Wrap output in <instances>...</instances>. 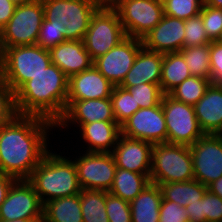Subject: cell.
Here are the masks:
<instances>
[{"mask_svg": "<svg viewBox=\"0 0 222 222\" xmlns=\"http://www.w3.org/2000/svg\"><path fill=\"white\" fill-rule=\"evenodd\" d=\"M53 127L50 120L28 115H17L1 125L0 171L17 180L28 179L49 151L47 133Z\"/></svg>", "mask_w": 222, "mask_h": 222, "instance_id": "cell-1", "label": "cell"}, {"mask_svg": "<svg viewBox=\"0 0 222 222\" xmlns=\"http://www.w3.org/2000/svg\"><path fill=\"white\" fill-rule=\"evenodd\" d=\"M68 81L69 77L51 63L14 93L18 115L39 116L56 124L66 109Z\"/></svg>", "mask_w": 222, "mask_h": 222, "instance_id": "cell-2", "label": "cell"}, {"mask_svg": "<svg viewBox=\"0 0 222 222\" xmlns=\"http://www.w3.org/2000/svg\"><path fill=\"white\" fill-rule=\"evenodd\" d=\"M68 159L49 150L27 179L33 185L42 204L52 199L80 193L76 166L74 161Z\"/></svg>", "mask_w": 222, "mask_h": 222, "instance_id": "cell-3", "label": "cell"}, {"mask_svg": "<svg viewBox=\"0 0 222 222\" xmlns=\"http://www.w3.org/2000/svg\"><path fill=\"white\" fill-rule=\"evenodd\" d=\"M2 48L3 80L14 93L52 63L49 50L37 44Z\"/></svg>", "mask_w": 222, "mask_h": 222, "instance_id": "cell-4", "label": "cell"}, {"mask_svg": "<svg viewBox=\"0 0 222 222\" xmlns=\"http://www.w3.org/2000/svg\"><path fill=\"white\" fill-rule=\"evenodd\" d=\"M194 179L189 146L160 143L152 148L150 183L160 185Z\"/></svg>", "mask_w": 222, "mask_h": 222, "instance_id": "cell-5", "label": "cell"}, {"mask_svg": "<svg viewBox=\"0 0 222 222\" xmlns=\"http://www.w3.org/2000/svg\"><path fill=\"white\" fill-rule=\"evenodd\" d=\"M43 19L42 0L17 5L13 16L0 31V45L2 47L35 45Z\"/></svg>", "mask_w": 222, "mask_h": 222, "instance_id": "cell-6", "label": "cell"}, {"mask_svg": "<svg viewBox=\"0 0 222 222\" xmlns=\"http://www.w3.org/2000/svg\"><path fill=\"white\" fill-rule=\"evenodd\" d=\"M127 37L119 15L113 7L98 8L92 15L83 38L92 61L106 54Z\"/></svg>", "mask_w": 222, "mask_h": 222, "instance_id": "cell-7", "label": "cell"}, {"mask_svg": "<svg viewBox=\"0 0 222 222\" xmlns=\"http://www.w3.org/2000/svg\"><path fill=\"white\" fill-rule=\"evenodd\" d=\"M44 18L56 19L66 30V40L82 41L90 24L92 15L99 8L89 0H42Z\"/></svg>", "mask_w": 222, "mask_h": 222, "instance_id": "cell-8", "label": "cell"}, {"mask_svg": "<svg viewBox=\"0 0 222 222\" xmlns=\"http://www.w3.org/2000/svg\"><path fill=\"white\" fill-rule=\"evenodd\" d=\"M167 127V143L193 145L205 134L200 128L192 105L164 94L161 100Z\"/></svg>", "mask_w": 222, "mask_h": 222, "instance_id": "cell-9", "label": "cell"}, {"mask_svg": "<svg viewBox=\"0 0 222 222\" xmlns=\"http://www.w3.org/2000/svg\"><path fill=\"white\" fill-rule=\"evenodd\" d=\"M127 36L142 39L162 19V0H118L113 7Z\"/></svg>", "mask_w": 222, "mask_h": 222, "instance_id": "cell-10", "label": "cell"}, {"mask_svg": "<svg viewBox=\"0 0 222 222\" xmlns=\"http://www.w3.org/2000/svg\"><path fill=\"white\" fill-rule=\"evenodd\" d=\"M78 157L73 161L81 189L109 191L117 169L113 154L85 152Z\"/></svg>", "mask_w": 222, "mask_h": 222, "instance_id": "cell-11", "label": "cell"}, {"mask_svg": "<svg viewBox=\"0 0 222 222\" xmlns=\"http://www.w3.org/2000/svg\"><path fill=\"white\" fill-rule=\"evenodd\" d=\"M43 219V204L27 179L16 180L0 205V220Z\"/></svg>", "mask_w": 222, "mask_h": 222, "instance_id": "cell-12", "label": "cell"}, {"mask_svg": "<svg viewBox=\"0 0 222 222\" xmlns=\"http://www.w3.org/2000/svg\"><path fill=\"white\" fill-rule=\"evenodd\" d=\"M189 148L196 181L208 186L222 176V135L205 134Z\"/></svg>", "mask_w": 222, "mask_h": 222, "instance_id": "cell-13", "label": "cell"}, {"mask_svg": "<svg viewBox=\"0 0 222 222\" xmlns=\"http://www.w3.org/2000/svg\"><path fill=\"white\" fill-rule=\"evenodd\" d=\"M121 134L151 144L167 143V127L161 102L154 107L138 109L121 126Z\"/></svg>", "mask_w": 222, "mask_h": 222, "instance_id": "cell-14", "label": "cell"}, {"mask_svg": "<svg viewBox=\"0 0 222 222\" xmlns=\"http://www.w3.org/2000/svg\"><path fill=\"white\" fill-rule=\"evenodd\" d=\"M142 47L141 39L127 36L106 54L95 59L93 65L112 84L120 85Z\"/></svg>", "mask_w": 222, "mask_h": 222, "instance_id": "cell-15", "label": "cell"}, {"mask_svg": "<svg viewBox=\"0 0 222 222\" xmlns=\"http://www.w3.org/2000/svg\"><path fill=\"white\" fill-rule=\"evenodd\" d=\"M95 121H116L110 98L67 100L65 112L55 127L66 128L72 123V126L77 124L80 128Z\"/></svg>", "mask_w": 222, "mask_h": 222, "instance_id": "cell-16", "label": "cell"}, {"mask_svg": "<svg viewBox=\"0 0 222 222\" xmlns=\"http://www.w3.org/2000/svg\"><path fill=\"white\" fill-rule=\"evenodd\" d=\"M153 144L120 134L111 152L117 168L146 175L150 179Z\"/></svg>", "mask_w": 222, "mask_h": 222, "instance_id": "cell-17", "label": "cell"}, {"mask_svg": "<svg viewBox=\"0 0 222 222\" xmlns=\"http://www.w3.org/2000/svg\"><path fill=\"white\" fill-rule=\"evenodd\" d=\"M185 20L163 15L161 21L141 40L145 49L159 52H179L183 48Z\"/></svg>", "mask_w": 222, "mask_h": 222, "instance_id": "cell-18", "label": "cell"}, {"mask_svg": "<svg viewBox=\"0 0 222 222\" xmlns=\"http://www.w3.org/2000/svg\"><path fill=\"white\" fill-rule=\"evenodd\" d=\"M114 86L92 65L89 69L69 77L67 100L110 98Z\"/></svg>", "mask_w": 222, "mask_h": 222, "instance_id": "cell-19", "label": "cell"}, {"mask_svg": "<svg viewBox=\"0 0 222 222\" xmlns=\"http://www.w3.org/2000/svg\"><path fill=\"white\" fill-rule=\"evenodd\" d=\"M50 59L68 77L89 69L93 61L83 41L66 40L49 49Z\"/></svg>", "mask_w": 222, "mask_h": 222, "instance_id": "cell-20", "label": "cell"}, {"mask_svg": "<svg viewBox=\"0 0 222 222\" xmlns=\"http://www.w3.org/2000/svg\"><path fill=\"white\" fill-rule=\"evenodd\" d=\"M193 107L204 134H222L221 84H211L204 96Z\"/></svg>", "mask_w": 222, "mask_h": 222, "instance_id": "cell-21", "label": "cell"}, {"mask_svg": "<svg viewBox=\"0 0 222 222\" xmlns=\"http://www.w3.org/2000/svg\"><path fill=\"white\" fill-rule=\"evenodd\" d=\"M163 53L142 47L134 60L132 68L119 85L125 89L141 83L160 85Z\"/></svg>", "mask_w": 222, "mask_h": 222, "instance_id": "cell-22", "label": "cell"}, {"mask_svg": "<svg viewBox=\"0 0 222 222\" xmlns=\"http://www.w3.org/2000/svg\"><path fill=\"white\" fill-rule=\"evenodd\" d=\"M81 139L88 144L86 152L111 153L121 134L116 121H95L80 127Z\"/></svg>", "mask_w": 222, "mask_h": 222, "instance_id": "cell-23", "label": "cell"}, {"mask_svg": "<svg viewBox=\"0 0 222 222\" xmlns=\"http://www.w3.org/2000/svg\"><path fill=\"white\" fill-rule=\"evenodd\" d=\"M162 202L160 186L149 183L144 190L130 202L132 222H159Z\"/></svg>", "mask_w": 222, "mask_h": 222, "instance_id": "cell-24", "label": "cell"}, {"mask_svg": "<svg viewBox=\"0 0 222 222\" xmlns=\"http://www.w3.org/2000/svg\"><path fill=\"white\" fill-rule=\"evenodd\" d=\"M42 222H83L80 195L56 198L44 203Z\"/></svg>", "mask_w": 222, "mask_h": 222, "instance_id": "cell-25", "label": "cell"}, {"mask_svg": "<svg viewBox=\"0 0 222 222\" xmlns=\"http://www.w3.org/2000/svg\"><path fill=\"white\" fill-rule=\"evenodd\" d=\"M190 76V70L180 52L163 54L160 80V88L163 94H169Z\"/></svg>", "mask_w": 222, "mask_h": 222, "instance_id": "cell-26", "label": "cell"}, {"mask_svg": "<svg viewBox=\"0 0 222 222\" xmlns=\"http://www.w3.org/2000/svg\"><path fill=\"white\" fill-rule=\"evenodd\" d=\"M159 186L163 200L173 201L182 207L201 200L208 190L207 186L195 179L187 182L162 183Z\"/></svg>", "mask_w": 222, "mask_h": 222, "instance_id": "cell-27", "label": "cell"}, {"mask_svg": "<svg viewBox=\"0 0 222 222\" xmlns=\"http://www.w3.org/2000/svg\"><path fill=\"white\" fill-rule=\"evenodd\" d=\"M149 183L150 179L144 174L117 168L108 192L130 203Z\"/></svg>", "mask_w": 222, "mask_h": 222, "instance_id": "cell-28", "label": "cell"}, {"mask_svg": "<svg viewBox=\"0 0 222 222\" xmlns=\"http://www.w3.org/2000/svg\"><path fill=\"white\" fill-rule=\"evenodd\" d=\"M79 195L83 222H109L106 213V191L81 189Z\"/></svg>", "mask_w": 222, "mask_h": 222, "instance_id": "cell-29", "label": "cell"}, {"mask_svg": "<svg viewBox=\"0 0 222 222\" xmlns=\"http://www.w3.org/2000/svg\"><path fill=\"white\" fill-rule=\"evenodd\" d=\"M179 52L192 76L211 79L210 44L183 47Z\"/></svg>", "mask_w": 222, "mask_h": 222, "instance_id": "cell-30", "label": "cell"}, {"mask_svg": "<svg viewBox=\"0 0 222 222\" xmlns=\"http://www.w3.org/2000/svg\"><path fill=\"white\" fill-rule=\"evenodd\" d=\"M212 84L211 79L190 76L175 87L169 95L175 100L194 106Z\"/></svg>", "mask_w": 222, "mask_h": 222, "instance_id": "cell-31", "label": "cell"}, {"mask_svg": "<svg viewBox=\"0 0 222 222\" xmlns=\"http://www.w3.org/2000/svg\"><path fill=\"white\" fill-rule=\"evenodd\" d=\"M110 99L116 122L120 126L140 109L129 90L119 85L114 86Z\"/></svg>", "mask_w": 222, "mask_h": 222, "instance_id": "cell-32", "label": "cell"}, {"mask_svg": "<svg viewBox=\"0 0 222 222\" xmlns=\"http://www.w3.org/2000/svg\"><path fill=\"white\" fill-rule=\"evenodd\" d=\"M164 15L186 20L200 14L204 0H162Z\"/></svg>", "mask_w": 222, "mask_h": 222, "instance_id": "cell-33", "label": "cell"}, {"mask_svg": "<svg viewBox=\"0 0 222 222\" xmlns=\"http://www.w3.org/2000/svg\"><path fill=\"white\" fill-rule=\"evenodd\" d=\"M65 30L66 27L56 19L48 21L44 18L36 44L49 50L66 41L64 36Z\"/></svg>", "mask_w": 222, "mask_h": 222, "instance_id": "cell-34", "label": "cell"}, {"mask_svg": "<svg viewBox=\"0 0 222 222\" xmlns=\"http://www.w3.org/2000/svg\"><path fill=\"white\" fill-rule=\"evenodd\" d=\"M127 89L134 97L136 105H139L140 108L157 106L164 95L158 84L141 83Z\"/></svg>", "mask_w": 222, "mask_h": 222, "instance_id": "cell-35", "label": "cell"}, {"mask_svg": "<svg viewBox=\"0 0 222 222\" xmlns=\"http://www.w3.org/2000/svg\"><path fill=\"white\" fill-rule=\"evenodd\" d=\"M184 32L183 47L201 46L212 42L207 36L200 14L185 20Z\"/></svg>", "mask_w": 222, "mask_h": 222, "instance_id": "cell-36", "label": "cell"}, {"mask_svg": "<svg viewBox=\"0 0 222 222\" xmlns=\"http://www.w3.org/2000/svg\"><path fill=\"white\" fill-rule=\"evenodd\" d=\"M106 213L109 222H132L130 203L106 191Z\"/></svg>", "mask_w": 222, "mask_h": 222, "instance_id": "cell-37", "label": "cell"}, {"mask_svg": "<svg viewBox=\"0 0 222 222\" xmlns=\"http://www.w3.org/2000/svg\"><path fill=\"white\" fill-rule=\"evenodd\" d=\"M200 16L208 38L211 41H216L222 31V9L203 4Z\"/></svg>", "mask_w": 222, "mask_h": 222, "instance_id": "cell-38", "label": "cell"}, {"mask_svg": "<svg viewBox=\"0 0 222 222\" xmlns=\"http://www.w3.org/2000/svg\"><path fill=\"white\" fill-rule=\"evenodd\" d=\"M17 115L14 91L4 80L0 81V126L13 120Z\"/></svg>", "mask_w": 222, "mask_h": 222, "instance_id": "cell-39", "label": "cell"}, {"mask_svg": "<svg viewBox=\"0 0 222 222\" xmlns=\"http://www.w3.org/2000/svg\"><path fill=\"white\" fill-rule=\"evenodd\" d=\"M159 222H189V217L185 207H182L173 201L162 199Z\"/></svg>", "mask_w": 222, "mask_h": 222, "instance_id": "cell-40", "label": "cell"}, {"mask_svg": "<svg viewBox=\"0 0 222 222\" xmlns=\"http://www.w3.org/2000/svg\"><path fill=\"white\" fill-rule=\"evenodd\" d=\"M204 222H222V199L209 190L203 197Z\"/></svg>", "mask_w": 222, "mask_h": 222, "instance_id": "cell-41", "label": "cell"}, {"mask_svg": "<svg viewBox=\"0 0 222 222\" xmlns=\"http://www.w3.org/2000/svg\"><path fill=\"white\" fill-rule=\"evenodd\" d=\"M210 69L212 84H222V44L210 43Z\"/></svg>", "mask_w": 222, "mask_h": 222, "instance_id": "cell-42", "label": "cell"}, {"mask_svg": "<svg viewBox=\"0 0 222 222\" xmlns=\"http://www.w3.org/2000/svg\"><path fill=\"white\" fill-rule=\"evenodd\" d=\"M16 6L11 0H0V31L13 16Z\"/></svg>", "mask_w": 222, "mask_h": 222, "instance_id": "cell-43", "label": "cell"}, {"mask_svg": "<svg viewBox=\"0 0 222 222\" xmlns=\"http://www.w3.org/2000/svg\"><path fill=\"white\" fill-rule=\"evenodd\" d=\"M185 210L188 213L189 222H204L203 198L189 204Z\"/></svg>", "mask_w": 222, "mask_h": 222, "instance_id": "cell-44", "label": "cell"}, {"mask_svg": "<svg viewBox=\"0 0 222 222\" xmlns=\"http://www.w3.org/2000/svg\"><path fill=\"white\" fill-rule=\"evenodd\" d=\"M17 179L0 171V205L6 199L7 193Z\"/></svg>", "mask_w": 222, "mask_h": 222, "instance_id": "cell-45", "label": "cell"}, {"mask_svg": "<svg viewBox=\"0 0 222 222\" xmlns=\"http://www.w3.org/2000/svg\"><path fill=\"white\" fill-rule=\"evenodd\" d=\"M208 190L222 199V176L207 186Z\"/></svg>", "mask_w": 222, "mask_h": 222, "instance_id": "cell-46", "label": "cell"}, {"mask_svg": "<svg viewBox=\"0 0 222 222\" xmlns=\"http://www.w3.org/2000/svg\"><path fill=\"white\" fill-rule=\"evenodd\" d=\"M96 4L99 8L114 7L118 0H89Z\"/></svg>", "mask_w": 222, "mask_h": 222, "instance_id": "cell-47", "label": "cell"}, {"mask_svg": "<svg viewBox=\"0 0 222 222\" xmlns=\"http://www.w3.org/2000/svg\"><path fill=\"white\" fill-rule=\"evenodd\" d=\"M204 5L222 9V0H204Z\"/></svg>", "mask_w": 222, "mask_h": 222, "instance_id": "cell-48", "label": "cell"}, {"mask_svg": "<svg viewBox=\"0 0 222 222\" xmlns=\"http://www.w3.org/2000/svg\"><path fill=\"white\" fill-rule=\"evenodd\" d=\"M0 81H3V48L0 45Z\"/></svg>", "mask_w": 222, "mask_h": 222, "instance_id": "cell-49", "label": "cell"}, {"mask_svg": "<svg viewBox=\"0 0 222 222\" xmlns=\"http://www.w3.org/2000/svg\"><path fill=\"white\" fill-rule=\"evenodd\" d=\"M0 222H42V220L15 219V220H11V221L0 220Z\"/></svg>", "mask_w": 222, "mask_h": 222, "instance_id": "cell-50", "label": "cell"}, {"mask_svg": "<svg viewBox=\"0 0 222 222\" xmlns=\"http://www.w3.org/2000/svg\"><path fill=\"white\" fill-rule=\"evenodd\" d=\"M11 1L14 2L16 5H20V4L32 2L34 0H11Z\"/></svg>", "mask_w": 222, "mask_h": 222, "instance_id": "cell-51", "label": "cell"}, {"mask_svg": "<svg viewBox=\"0 0 222 222\" xmlns=\"http://www.w3.org/2000/svg\"><path fill=\"white\" fill-rule=\"evenodd\" d=\"M216 41L220 44H222V31L221 34L219 35V37L216 39Z\"/></svg>", "mask_w": 222, "mask_h": 222, "instance_id": "cell-52", "label": "cell"}]
</instances>
